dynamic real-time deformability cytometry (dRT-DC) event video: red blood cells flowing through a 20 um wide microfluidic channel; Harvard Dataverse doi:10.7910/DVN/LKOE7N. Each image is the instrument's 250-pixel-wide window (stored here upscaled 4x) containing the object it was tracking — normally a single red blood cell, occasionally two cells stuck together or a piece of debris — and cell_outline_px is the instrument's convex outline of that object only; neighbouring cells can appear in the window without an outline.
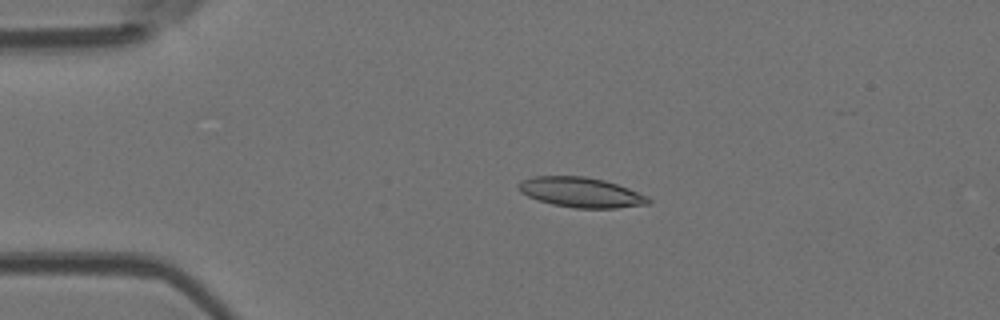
{"species": "Egyptian fruit bat (a non-hibernating species)", "species_latin": "Rousettus aegyptiacus", "temperature_condition": "room temperature", "stored_images_in_passage": 19, "camera_frame_rate_fps": 3000, "um_per_image_px": 0.085, "animal": {"sex": "female"}, "frame": {"image": 1, "passage_image": 12, "time_ms": 3.667, "image_size_px": [1000, 320], "cell_outline_px": [[652, 200], [648, 204], [616, 208], [576, 208], [552, 204], [528, 196], [520, 192], [516, 184], [520, 180], [532, 176], [584, 176], [604, 180], [628, 188], [648, 196]], "centroid_in_image_um": [49.36, 16.34], "position_along_channel_um": 35.6, "area_um2": 22.72}}
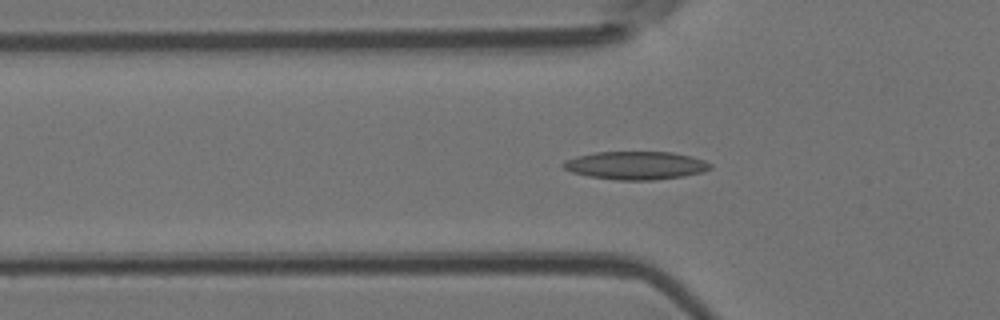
{"frame": {"image": 2, "passage_image": 18, "time_ms": 5.667, "image_size_px": [1000, 320], "cell_outline_px": [[712, 168], [704, 172], [684, 176], [652, 180], [616, 180], [588, 176], [572, 172], [564, 168], [560, 164], [564, 160], [576, 156], [596, 152], [672, 152], [692, 156], [704, 160], [712, 164]], "centroid_in_image_um": [54.05, 14.06], "position_along_channel_um": 71.7, "area_um2": 24.28}}